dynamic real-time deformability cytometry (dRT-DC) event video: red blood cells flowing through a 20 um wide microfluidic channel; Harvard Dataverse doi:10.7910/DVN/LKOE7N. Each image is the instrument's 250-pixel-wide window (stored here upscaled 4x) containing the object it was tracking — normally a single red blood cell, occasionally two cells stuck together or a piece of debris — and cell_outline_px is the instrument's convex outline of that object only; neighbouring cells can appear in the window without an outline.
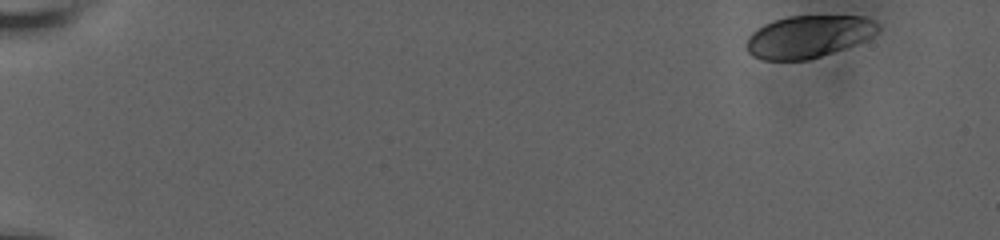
{"species": "human", "species_latin": "Homo sapiens", "temperature_condition": "room temperature", "stored_images_in_passage": 29, "camera_frame_rate_fps": 3000, "um_per_image_px": 0.085, "donor": {"sex": "male"}, "frame": {"image": 1, "passage_image": 1, "time_ms": 0.0, "image_size_px": [1000, 240], "cell_outline_px": [[880, 28], [872, 36], [864, 40], [832, 52], [808, 60], [764, 60], [752, 56], [744, 48], [744, 44], [748, 36], [752, 32], [764, 24], [772, 20], [788, 16], [864, 16], [880, 24]], "centroid_in_image_um": [68.66, 3.1], "position_along_channel_um": 16.3, "area_um2": 32.48}}
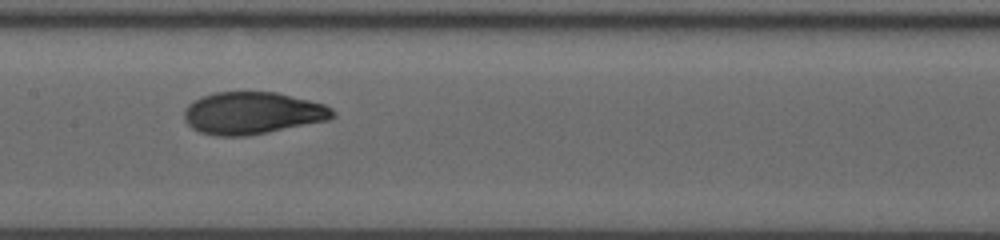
{"frame": {"image": 2, "passage_image": 16, "time_ms": 9.333, "image_size_px": [1000, 240], "cell_outline_px": [[336, 116], [328, 120], [268, 132], [244, 136], [216, 136], [200, 132], [192, 128], [184, 120], [184, 108], [188, 104], [204, 96], [216, 92], [276, 92], [324, 104], [332, 108], [336, 112]], "centroid_in_image_um": [21.46, 9.62], "position_along_channel_um": 185.9, "area_um2": 36.41}}
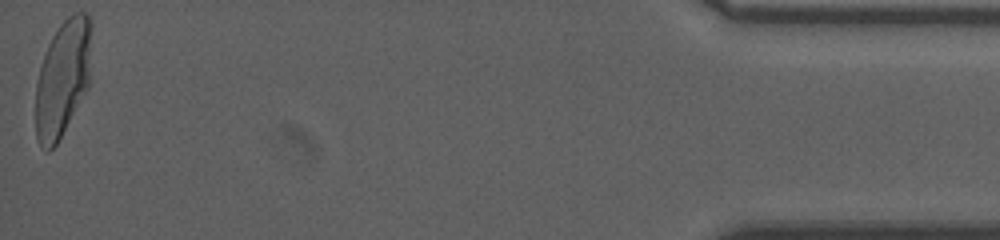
{"frame": {"image": 3, "passage_image": 29, "time_ms": 18.333, "image_size_px": [1000, 240], "cell_outline_px": [[92, 24], [88, 88], [56, 144], [48, 152], [36, 140], [36, 84], [40, 68], [48, 44], [52, 36], [60, 24], [72, 12], [88, 12], [92, 20]], "centroid_in_image_um": [5.35, 6.59], "position_along_channel_um": 429.9, "area_um2": 37.92}, "authors_computed_cell_mechanics": {"area_um2": 35.7204, "velocity_mm_per_s": 3.6187, "shape_relaxation_time_tau1_ms": 3.9334, "shape_relaxation_time_tau2_ms": 0.8446, "deformation_change_tau1": 0.1504, "deformation_change_tau2": 0.051}}